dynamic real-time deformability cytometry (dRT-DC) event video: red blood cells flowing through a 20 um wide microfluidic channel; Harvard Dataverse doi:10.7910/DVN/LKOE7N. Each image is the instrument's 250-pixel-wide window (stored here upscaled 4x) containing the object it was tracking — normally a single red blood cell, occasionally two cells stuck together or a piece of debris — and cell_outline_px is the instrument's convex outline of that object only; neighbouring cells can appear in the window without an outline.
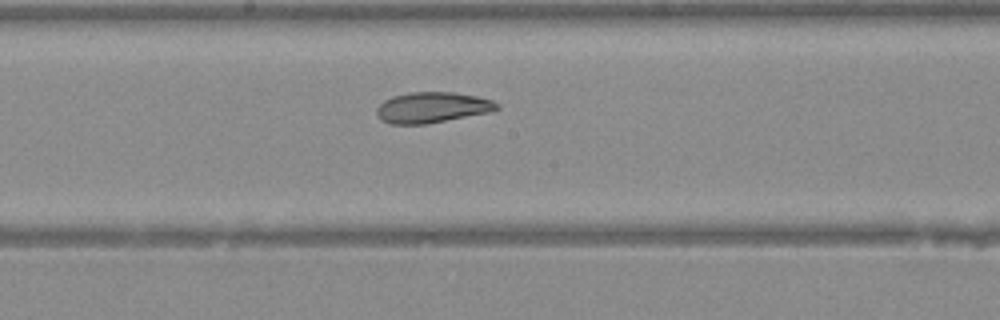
{"species": "Egyptian fruit bat (a non-hibernating species)", "species_latin": "Rousettus aegyptiacus", "temperature_condition": "warm", "stored_images_in_passage": 13, "camera_frame_rate_fps": 3000, "um_per_image_px": 0.085, "animal": {"sex": "female"}, "frame": {"image": 1, "passage_image": 9, "time_ms": 2.667, "image_size_px": [1000, 320], "cell_outline_px": [[500, 108], [488, 112], [424, 124], [388, 124], [380, 120], [376, 112], [376, 108], [384, 100], [392, 96], [412, 92], [456, 92], [476, 96], [492, 100], [500, 104]], "centroid_in_image_um": [36.7, 9.13], "position_along_channel_um": 211.5, "area_um2": 21.44}}
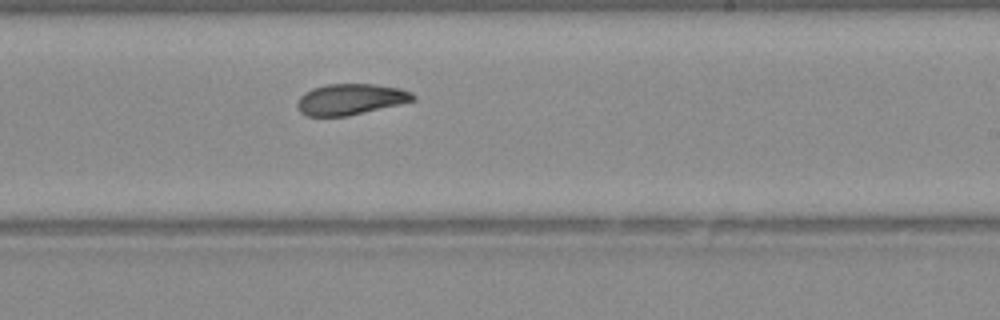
{"frame": {"image": 2, "passage_image": 12, "time_ms": 3.667, "image_size_px": [1000, 320], "cell_outline_px": [[416, 100], [400, 104], [348, 116], [308, 116], [300, 112], [296, 108], [296, 104], [300, 96], [304, 92], [312, 88], [324, 84], [376, 84], [400, 88], [412, 92], [416, 96]], "centroid_in_image_um": [29.79, 8.43], "position_along_channel_um": 259.2, "area_um2": 21.15}}